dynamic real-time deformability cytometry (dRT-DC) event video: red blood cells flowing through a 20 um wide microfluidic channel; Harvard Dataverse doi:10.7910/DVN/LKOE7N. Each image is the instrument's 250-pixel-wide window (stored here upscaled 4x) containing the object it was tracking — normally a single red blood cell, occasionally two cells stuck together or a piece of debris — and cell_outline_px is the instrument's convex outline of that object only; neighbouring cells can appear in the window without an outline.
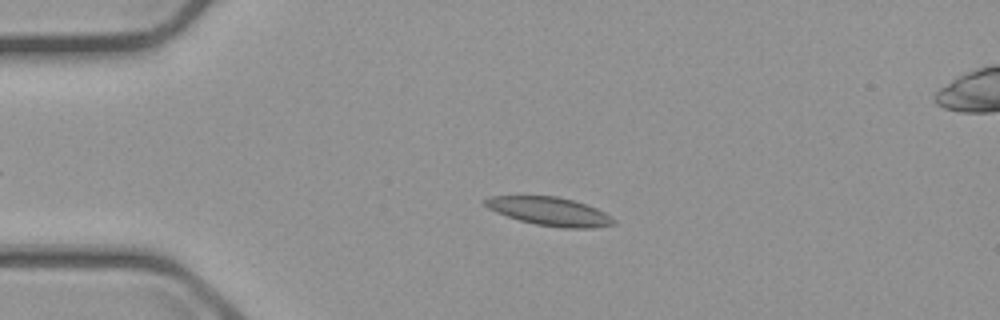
{"species": "common noctule bat (a hibernating species)", "species_latin": "Nyctalus noctula", "temperature_condition": "cold", "stored_images_in_passage": 3, "camera_frame_rate_fps": 3000, "um_per_image_px": 0.085, "animal": {"sex": "male", "body_mass_g": 23.1, "forearm_length_mm": 52.7}, "frame": {"image": 1, "passage_image": 1, "time_ms": 0.0, "image_size_px": [1000, 320], "cell_outline_px": [[616, 224], [592, 228], [564, 228], [536, 224], [520, 220], [496, 212], [488, 208], [484, 204], [484, 200], [492, 196], [556, 196], [572, 200], [596, 208], [604, 212], [616, 220]], "centroid_in_image_um": [46.74, 17.97], "position_along_channel_um": 38.3, "area_um2": 21.04}}